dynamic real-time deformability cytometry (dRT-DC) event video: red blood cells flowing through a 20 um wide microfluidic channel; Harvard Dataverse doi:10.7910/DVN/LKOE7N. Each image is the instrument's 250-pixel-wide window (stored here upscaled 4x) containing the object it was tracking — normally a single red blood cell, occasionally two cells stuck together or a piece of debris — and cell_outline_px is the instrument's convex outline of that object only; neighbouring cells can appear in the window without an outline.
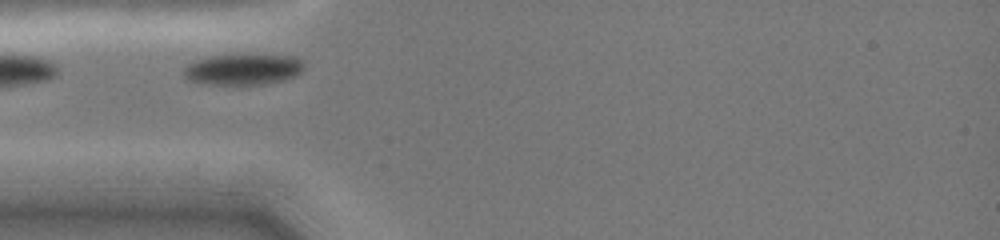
{"species": "common noctule bat (a hibernating species)", "species_latin": "Nyctalus noctula", "temperature_condition": "cold", "stored_images_in_passage": 11, "camera_frame_rate_fps": 3000, "um_per_image_px": 0.085, "animal": {"sex": "female", "body_mass_g": 19.0, "forearm_length_mm": 51.5}, "frame": {"image": 1, "passage_image": 1, "time_ms": 0.0, "image_size_px": [1000, 240], "cell_outline_px": [[304, 68], [300, 72], [284, 80], [264, 84], [212, 84], [192, 80], [184, 76], [184, 68], [188, 64], [196, 60], [212, 56], [296, 56], [304, 64]], "centroid_in_image_um": [20.68, 5.91], "position_along_channel_um": 64.3, "area_um2": 20.92}}
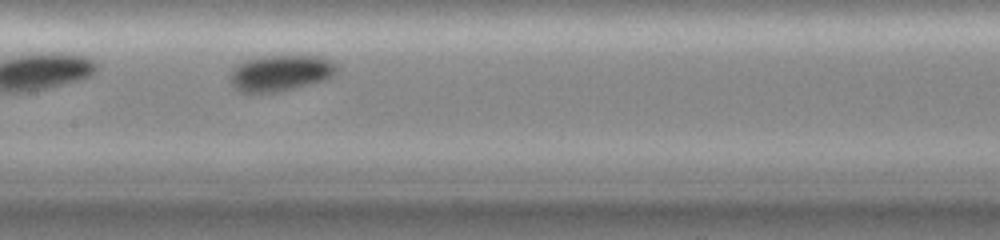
{"frame": {"image": 2, "passage_image": 7, "time_ms": 3.0, "image_size_px": [1000, 240], "cell_outline_px": [[340, 68], [332, 76], [324, 80], [276, 92], [240, 92], [232, 84], [228, 76], [236, 64], [244, 60], [260, 56], [296, 52], [324, 56], [332, 60]], "centroid_in_image_um": [23.88, 6.12], "position_along_channel_um": 183.5, "area_um2": 23.47}}
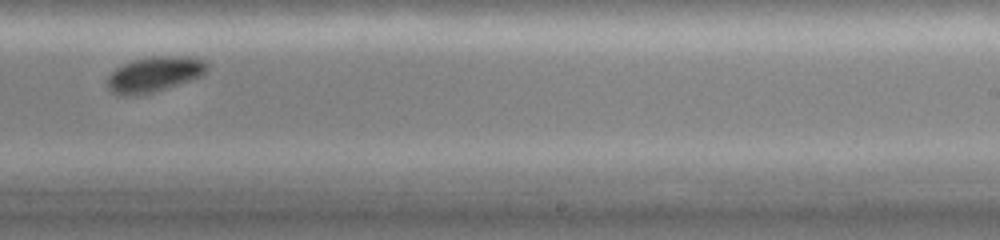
{"frame": {"image": 3, "passage_image": 10, "time_ms": 5.333, "image_size_px": [1000, 240], "cell_outline_px": [[208, 68], [200, 76], [168, 88], [140, 96], [120, 96], [112, 92], [108, 88], [108, 76], [116, 68], [132, 60], [152, 56], [196, 56], [204, 60], [208, 64]], "centroid_in_image_um": [13.12, 6.32], "position_along_channel_um": 275.9, "area_um2": 20.75}}